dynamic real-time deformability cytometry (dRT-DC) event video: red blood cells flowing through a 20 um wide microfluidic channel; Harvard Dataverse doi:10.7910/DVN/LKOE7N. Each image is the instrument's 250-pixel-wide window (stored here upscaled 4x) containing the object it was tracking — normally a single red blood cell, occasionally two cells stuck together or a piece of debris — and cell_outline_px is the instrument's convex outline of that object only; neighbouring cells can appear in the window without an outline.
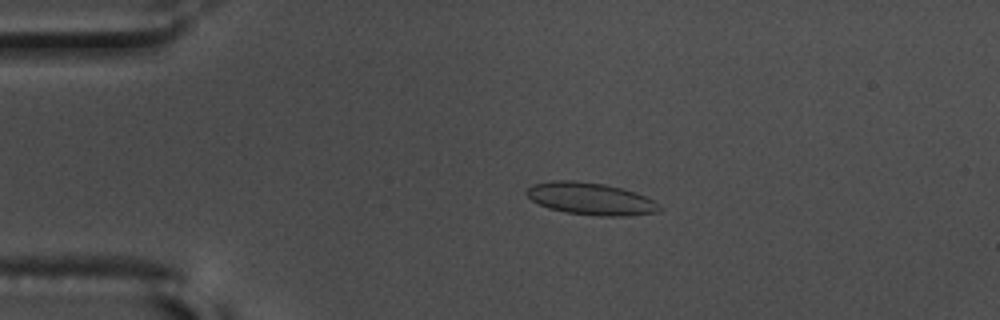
{"species": "common noctule bat (a hibernating species)", "species_latin": "Nyctalus noctula", "temperature_condition": "warm", "stored_images_in_passage": 57, "camera_frame_rate_fps": 3000, "um_per_image_px": 0.085, "animal": {"sex": "male", "body_mass_g": 17.5, "forearm_length_mm": 52.3}, "frame": {"image": 1, "passage_image": 13, "time_ms": 4.0, "image_size_px": [1000, 320], "cell_outline_px": [[664, 208], [660, 212], [628, 216], [596, 216], [564, 212], [548, 208], [532, 200], [524, 192], [532, 184], [552, 180], [572, 180], [604, 184], [636, 192], [660, 204]], "centroid_in_image_um": [50.22, 16.9], "position_along_channel_um": 34.8, "area_um2": 25.14}}
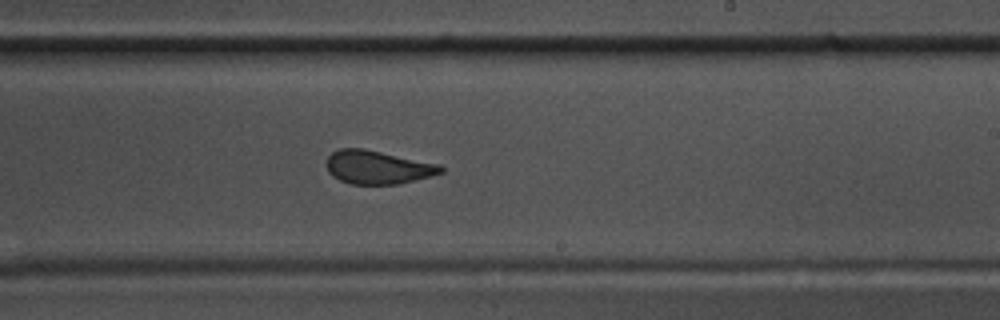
{"frame": {"image": 2, "passage_image": 35, "time_ms": 11.333, "image_size_px": [1000, 320], "cell_outline_px": [[444, 172], [432, 176], [396, 184], [352, 184], [340, 180], [332, 176], [328, 172], [324, 164], [328, 156], [332, 152], [340, 148], [364, 148], [440, 164], [444, 168]], "centroid_in_image_um": [32.08, 14.21], "position_along_channel_um": 256.9, "area_um2": 22.48}}
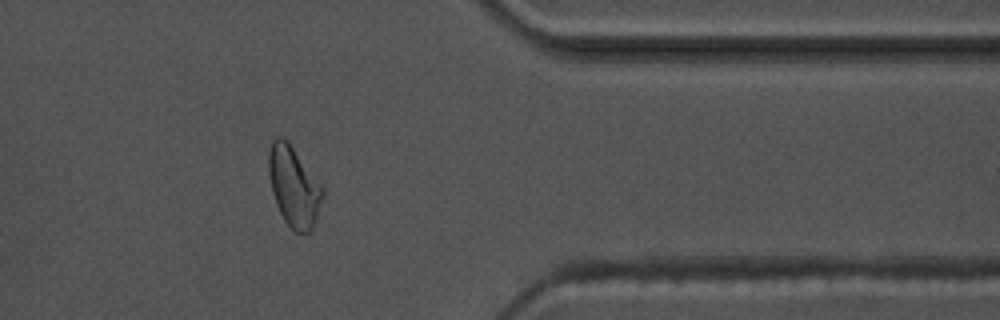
{"frame": {"image": 3, "passage_image": 47, "time_ms": 15.333, "image_size_px": [1000, 320], "cell_outline_px": [[324, 196], [312, 232], [296, 232], [284, 220], [276, 204], [272, 192], [268, 172], [268, 152], [272, 140], [276, 136], [280, 136], [288, 140], [324, 188]], "centroid_in_image_um": [24.98, 15.83], "position_along_channel_um": 386.4, "area_um2": 25.43}, "authors_computed_cell_mechanics": {"area_um2": 23.2934, "velocity_mm_per_s": 3.6139, "shape_relaxation_time_tau1_ms": 9.6632, "shape_relaxation_time_tau2_ms": 1.2642, "deformation_change_tau1": 0.2023, "deformation_change_tau2": 0.0613}}